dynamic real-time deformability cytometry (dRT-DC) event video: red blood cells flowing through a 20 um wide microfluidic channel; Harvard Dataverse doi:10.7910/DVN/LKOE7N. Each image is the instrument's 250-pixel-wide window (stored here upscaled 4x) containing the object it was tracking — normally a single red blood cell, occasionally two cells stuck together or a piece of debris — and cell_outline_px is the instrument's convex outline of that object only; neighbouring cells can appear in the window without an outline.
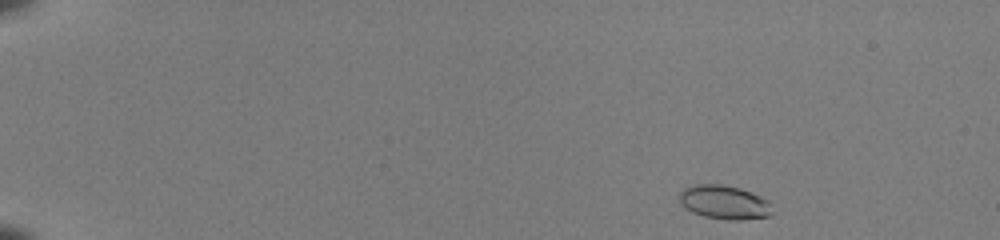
{"species": "common noctule bat (a hibernating species)", "species_latin": "Nyctalus noctula", "temperature_condition": "room temperature", "stored_images_in_passage": 46, "camera_frame_rate_fps": 3000, "um_per_image_px": 0.085, "animal": {"sex": "female", "body_mass_g": 22.0, "forearm_length_mm": 56.7}, "frame": {"image": 1, "passage_image": 1, "time_ms": 0.0, "image_size_px": [1000, 240], "cell_outline_px": [[772, 212], [768, 216], [740, 220], [728, 220], [704, 216], [692, 212], [684, 208], [680, 204], [680, 192], [684, 188], [692, 184], [724, 184], [740, 188], [760, 196], [768, 200]], "centroid_in_image_um": [61.53, 17.18], "position_along_channel_um": 23.5, "area_um2": 18.38}}
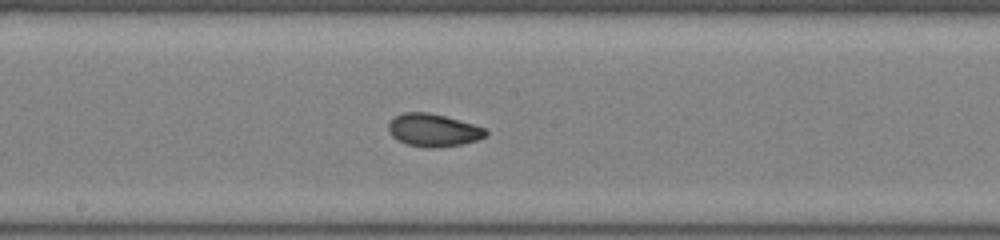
{"frame": {"image": 2, "passage_image": 25, "time_ms": 8.0, "image_size_px": [1000, 240], "cell_outline_px": [[488, 132], [484, 136], [476, 140], [460, 144], [436, 148], [428, 148], [408, 144], [396, 140], [392, 136], [388, 128], [388, 124], [396, 116], [404, 112], [428, 112], [444, 116], [472, 124], [484, 128]], "centroid_in_image_um": [36.8, 11.07], "position_along_channel_um": 211.4, "area_um2": 18.26}}
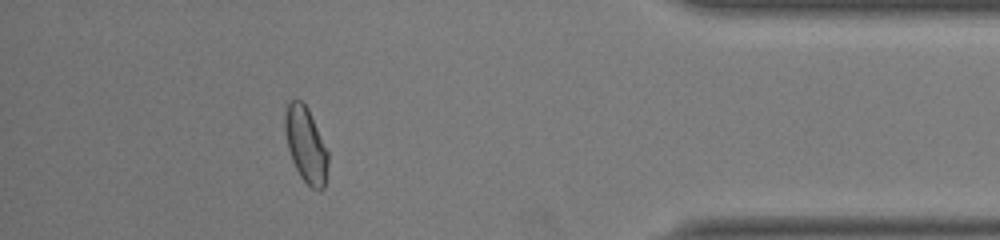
{"frame": {"image": 3, "passage_image": 42, "time_ms": 13.667, "image_size_px": [1000, 240], "cell_outline_px": [[328, 164], [324, 188], [312, 188], [300, 176], [292, 160], [288, 148], [284, 128], [284, 112], [288, 100], [300, 100], [308, 108], [328, 152]], "centroid_in_image_um": [25.97, 12.26], "position_along_channel_um": 409.2, "area_um2": 18.79}, "authors_computed_cell_mechanics": {"area_um2": 17.918, "velocity_mm_per_s": 4.0014, "shape_relaxation_time_tau1_ms": 3.6281, "shape_relaxation_time_tau2_ms": 1.1994, "deformation_change_tau1": 0.1252, "deformation_change_tau2": 0.0461}}